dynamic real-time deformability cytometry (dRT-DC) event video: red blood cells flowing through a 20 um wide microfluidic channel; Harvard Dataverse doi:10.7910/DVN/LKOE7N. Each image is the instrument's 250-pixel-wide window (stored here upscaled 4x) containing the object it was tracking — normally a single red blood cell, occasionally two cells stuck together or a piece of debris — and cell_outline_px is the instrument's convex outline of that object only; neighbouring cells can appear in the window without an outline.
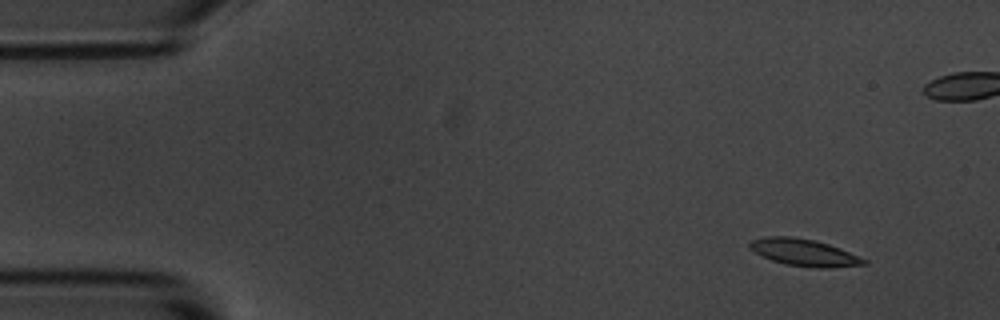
{"species": "common noctule bat (a hibernating species)", "species_latin": "Nyctalus noctula", "temperature_condition": "room temperature", "stored_images_in_passage": 5, "camera_frame_rate_fps": 3000, "um_per_image_px": 0.085, "animal": {"sex": "male", "body_mass_g": 20.1, "forearm_length_mm": 53.5}, "frame": {"image": 1, "passage_image": 1, "time_ms": 0.0, "image_size_px": [1000, 320], "cell_outline_px": [[868, 264], [828, 268], [820, 268], [784, 264], [772, 260], [748, 248], [748, 244], [752, 240], [764, 236], [792, 236], [812, 240], [828, 244], [840, 248], [860, 256], [868, 260]], "centroid_in_image_um": [68.36, 21.46], "position_along_channel_um": 16.6, "area_um2": 17.92}}